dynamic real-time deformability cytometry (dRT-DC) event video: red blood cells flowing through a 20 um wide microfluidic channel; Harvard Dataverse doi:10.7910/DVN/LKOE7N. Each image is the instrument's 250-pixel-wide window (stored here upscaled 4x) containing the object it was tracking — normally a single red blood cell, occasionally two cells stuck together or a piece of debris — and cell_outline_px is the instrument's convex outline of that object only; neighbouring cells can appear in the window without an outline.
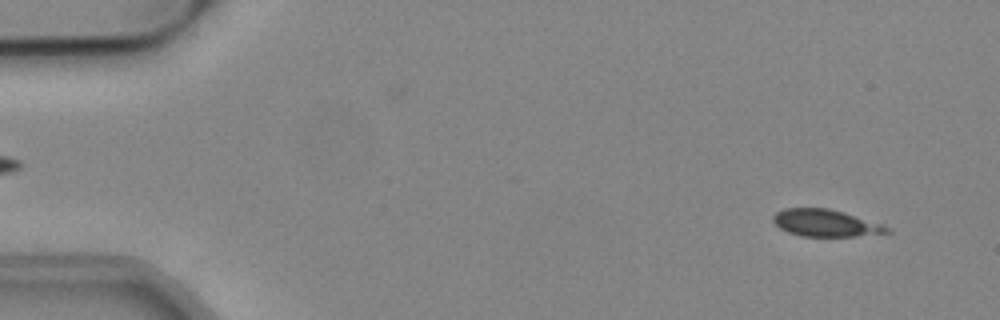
{"species": "common noctule bat (a hibernating species)", "species_latin": "Nyctalus noctula", "temperature_condition": "cold", "stored_images_in_passage": 8, "camera_frame_rate_fps": 3000, "um_per_image_px": 0.085, "animal": {"sex": "male", "body_mass_g": 19.2, "forearm_length_mm": 51.8}, "frame": {"image": 1, "passage_image": 4, "time_ms": 1.0, "image_size_px": [1000, 320], "cell_outline_px": [[892, 232], [856, 236], [800, 236], [788, 232], [780, 228], [772, 220], [772, 216], [776, 212], [784, 208], [828, 208], [844, 212], [884, 224], [892, 228]], "centroid_in_image_um": [70.2, 18.95], "position_along_channel_um": 14.8, "area_um2": 18.09}}